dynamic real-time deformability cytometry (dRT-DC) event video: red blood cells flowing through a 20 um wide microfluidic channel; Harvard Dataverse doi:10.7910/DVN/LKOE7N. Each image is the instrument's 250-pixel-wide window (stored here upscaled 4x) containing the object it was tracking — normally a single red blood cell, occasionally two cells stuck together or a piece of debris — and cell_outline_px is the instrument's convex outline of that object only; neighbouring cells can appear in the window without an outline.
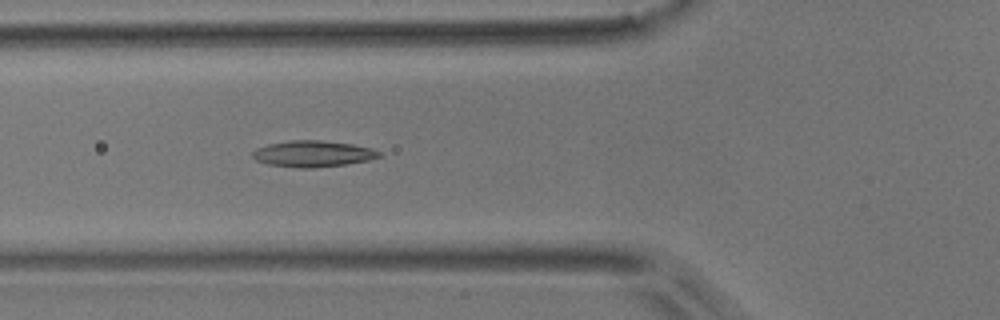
{"species": "common noctule bat (a hibernating species)", "species_latin": "Nyctalus noctula", "temperature_condition": "room temperature", "stored_images_in_passage": 5, "camera_frame_rate_fps": 3000, "um_per_image_px": 0.085, "animal": {"sex": "male", "body_mass_g": 17.9}, "frame": {"image": 1, "passage_image": 5, "time_ms": 4.667, "image_size_px": [1000, 320], "cell_outline_px": [[384, 152], [380, 156], [368, 160], [344, 164], [312, 168], [300, 168], [268, 164], [256, 160], [252, 156], [252, 152], [256, 148], [268, 144], [288, 140], [320, 140], [352, 144], [372, 148]], "centroid_in_image_um": [26.6, 13.06], "position_along_channel_um": 99.2, "area_um2": 19.36}}